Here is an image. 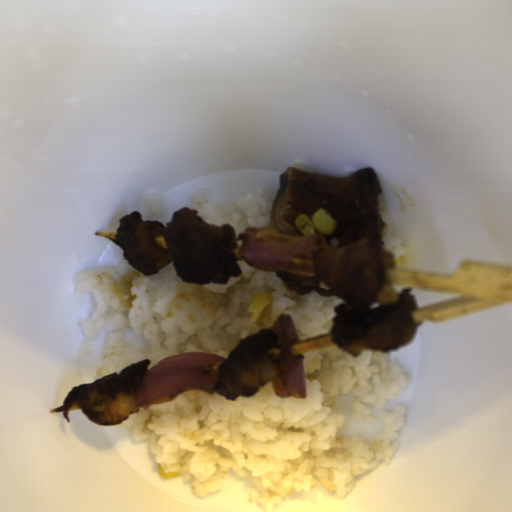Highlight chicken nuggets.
I'll return each instance as SVG.
<instances>
[{
	"instance_id": "90cb4de2",
	"label": "chicken nuggets",
	"mask_w": 512,
	"mask_h": 512,
	"mask_svg": "<svg viewBox=\"0 0 512 512\" xmlns=\"http://www.w3.org/2000/svg\"><path fill=\"white\" fill-rule=\"evenodd\" d=\"M312 261L327 290L343 298L336 307L331 341L353 356L364 350L389 351L406 344L420 323L412 317L413 296L399 294L397 304L372 308L387 281L384 243L360 238L351 245L324 246Z\"/></svg>"
},
{
	"instance_id": "f4ed5422",
	"label": "chicken nuggets",
	"mask_w": 512,
	"mask_h": 512,
	"mask_svg": "<svg viewBox=\"0 0 512 512\" xmlns=\"http://www.w3.org/2000/svg\"><path fill=\"white\" fill-rule=\"evenodd\" d=\"M115 239L128 263L147 276L172 262L183 283L224 285L241 275L234 227L208 223L189 207L173 212L165 226L144 220L139 211L127 213L119 220Z\"/></svg>"
},
{
	"instance_id": "cc037f56",
	"label": "chicken nuggets",
	"mask_w": 512,
	"mask_h": 512,
	"mask_svg": "<svg viewBox=\"0 0 512 512\" xmlns=\"http://www.w3.org/2000/svg\"><path fill=\"white\" fill-rule=\"evenodd\" d=\"M270 327L250 335L229 353L217 369L215 392L229 400L250 397L281 376V350Z\"/></svg>"
},
{
	"instance_id": "bb5aeace",
	"label": "chicken nuggets",
	"mask_w": 512,
	"mask_h": 512,
	"mask_svg": "<svg viewBox=\"0 0 512 512\" xmlns=\"http://www.w3.org/2000/svg\"><path fill=\"white\" fill-rule=\"evenodd\" d=\"M150 359L125 368L119 374L98 378L93 383L75 386L63 401V415L69 423L74 404L81 407L89 420L99 425H114L125 421L140 407L136 404V389L148 371Z\"/></svg>"
}]
</instances>
